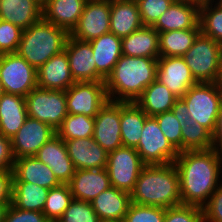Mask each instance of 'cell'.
I'll list each match as a JSON object with an SVG mask.
<instances>
[{
	"label": "cell",
	"instance_id": "6da1fadb",
	"mask_svg": "<svg viewBox=\"0 0 222 222\" xmlns=\"http://www.w3.org/2000/svg\"><path fill=\"white\" fill-rule=\"evenodd\" d=\"M174 164L182 205L203 207L222 182V157L212 149L182 151Z\"/></svg>",
	"mask_w": 222,
	"mask_h": 222
},
{
	"label": "cell",
	"instance_id": "7a4b0ae2",
	"mask_svg": "<svg viewBox=\"0 0 222 222\" xmlns=\"http://www.w3.org/2000/svg\"><path fill=\"white\" fill-rule=\"evenodd\" d=\"M158 58L123 55L105 79L109 100L135 102L157 76Z\"/></svg>",
	"mask_w": 222,
	"mask_h": 222
},
{
	"label": "cell",
	"instance_id": "3957f363",
	"mask_svg": "<svg viewBox=\"0 0 222 222\" xmlns=\"http://www.w3.org/2000/svg\"><path fill=\"white\" fill-rule=\"evenodd\" d=\"M131 202L163 208L182 205L176 165L174 163L146 165L131 192Z\"/></svg>",
	"mask_w": 222,
	"mask_h": 222
},
{
	"label": "cell",
	"instance_id": "277c9868",
	"mask_svg": "<svg viewBox=\"0 0 222 222\" xmlns=\"http://www.w3.org/2000/svg\"><path fill=\"white\" fill-rule=\"evenodd\" d=\"M69 33L43 17L23 30L17 54L36 70L65 49Z\"/></svg>",
	"mask_w": 222,
	"mask_h": 222
},
{
	"label": "cell",
	"instance_id": "5b68a950",
	"mask_svg": "<svg viewBox=\"0 0 222 222\" xmlns=\"http://www.w3.org/2000/svg\"><path fill=\"white\" fill-rule=\"evenodd\" d=\"M197 83L222 82V44L201 32L182 56Z\"/></svg>",
	"mask_w": 222,
	"mask_h": 222
},
{
	"label": "cell",
	"instance_id": "8992f818",
	"mask_svg": "<svg viewBox=\"0 0 222 222\" xmlns=\"http://www.w3.org/2000/svg\"><path fill=\"white\" fill-rule=\"evenodd\" d=\"M181 99L188 107L190 119L212 133L222 103V82L196 83Z\"/></svg>",
	"mask_w": 222,
	"mask_h": 222
},
{
	"label": "cell",
	"instance_id": "52a82bcc",
	"mask_svg": "<svg viewBox=\"0 0 222 222\" xmlns=\"http://www.w3.org/2000/svg\"><path fill=\"white\" fill-rule=\"evenodd\" d=\"M28 117L51 125L55 130L68 115L65 91L36 87L25 97Z\"/></svg>",
	"mask_w": 222,
	"mask_h": 222
},
{
	"label": "cell",
	"instance_id": "ba28073f",
	"mask_svg": "<svg viewBox=\"0 0 222 222\" xmlns=\"http://www.w3.org/2000/svg\"><path fill=\"white\" fill-rule=\"evenodd\" d=\"M0 81L4 92L26 97L37 87V70L17 53L0 54Z\"/></svg>",
	"mask_w": 222,
	"mask_h": 222
},
{
	"label": "cell",
	"instance_id": "9c48e42d",
	"mask_svg": "<svg viewBox=\"0 0 222 222\" xmlns=\"http://www.w3.org/2000/svg\"><path fill=\"white\" fill-rule=\"evenodd\" d=\"M146 164L133 147H120L108 153L106 171L111 186L131 193Z\"/></svg>",
	"mask_w": 222,
	"mask_h": 222
},
{
	"label": "cell",
	"instance_id": "30bf717a",
	"mask_svg": "<svg viewBox=\"0 0 222 222\" xmlns=\"http://www.w3.org/2000/svg\"><path fill=\"white\" fill-rule=\"evenodd\" d=\"M146 165L174 163L178 151L167 140L154 116H147L135 147Z\"/></svg>",
	"mask_w": 222,
	"mask_h": 222
},
{
	"label": "cell",
	"instance_id": "8fae6325",
	"mask_svg": "<svg viewBox=\"0 0 222 222\" xmlns=\"http://www.w3.org/2000/svg\"><path fill=\"white\" fill-rule=\"evenodd\" d=\"M69 114L95 117L109 100L104 81L75 82L66 91Z\"/></svg>",
	"mask_w": 222,
	"mask_h": 222
},
{
	"label": "cell",
	"instance_id": "7c38bea8",
	"mask_svg": "<svg viewBox=\"0 0 222 222\" xmlns=\"http://www.w3.org/2000/svg\"><path fill=\"white\" fill-rule=\"evenodd\" d=\"M111 0H87L83 12L70 36L91 41L110 32Z\"/></svg>",
	"mask_w": 222,
	"mask_h": 222
},
{
	"label": "cell",
	"instance_id": "4fadbf2b",
	"mask_svg": "<svg viewBox=\"0 0 222 222\" xmlns=\"http://www.w3.org/2000/svg\"><path fill=\"white\" fill-rule=\"evenodd\" d=\"M55 135L56 130L51 125L27 117L23 126L11 138L14 159L35 156L38 150Z\"/></svg>",
	"mask_w": 222,
	"mask_h": 222
},
{
	"label": "cell",
	"instance_id": "5bb4252c",
	"mask_svg": "<svg viewBox=\"0 0 222 222\" xmlns=\"http://www.w3.org/2000/svg\"><path fill=\"white\" fill-rule=\"evenodd\" d=\"M120 130V101L108 100L94 117L93 139L109 153L123 146Z\"/></svg>",
	"mask_w": 222,
	"mask_h": 222
},
{
	"label": "cell",
	"instance_id": "9a60e30c",
	"mask_svg": "<svg viewBox=\"0 0 222 222\" xmlns=\"http://www.w3.org/2000/svg\"><path fill=\"white\" fill-rule=\"evenodd\" d=\"M69 67L75 82L105 81L97 71L93 50L89 41L77 40L69 35L65 49Z\"/></svg>",
	"mask_w": 222,
	"mask_h": 222
},
{
	"label": "cell",
	"instance_id": "2e32d148",
	"mask_svg": "<svg viewBox=\"0 0 222 222\" xmlns=\"http://www.w3.org/2000/svg\"><path fill=\"white\" fill-rule=\"evenodd\" d=\"M200 4L194 0H175L152 27L158 33L200 28Z\"/></svg>",
	"mask_w": 222,
	"mask_h": 222
},
{
	"label": "cell",
	"instance_id": "e0dca14e",
	"mask_svg": "<svg viewBox=\"0 0 222 222\" xmlns=\"http://www.w3.org/2000/svg\"><path fill=\"white\" fill-rule=\"evenodd\" d=\"M156 80L166 85L177 98H182L197 83L183 57L178 56L158 58Z\"/></svg>",
	"mask_w": 222,
	"mask_h": 222
},
{
	"label": "cell",
	"instance_id": "ac0fdd59",
	"mask_svg": "<svg viewBox=\"0 0 222 222\" xmlns=\"http://www.w3.org/2000/svg\"><path fill=\"white\" fill-rule=\"evenodd\" d=\"M35 157L51 168L61 184H68L71 181L76 169L68 155L64 140L57 134L38 150Z\"/></svg>",
	"mask_w": 222,
	"mask_h": 222
},
{
	"label": "cell",
	"instance_id": "d6986e66",
	"mask_svg": "<svg viewBox=\"0 0 222 222\" xmlns=\"http://www.w3.org/2000/svg\"><path fill=\"white\" fill-rule=\"evenodd\" d=\"M64 142L76 170L106 168L108 152L93 137L69 139Z\"/></svg>",
	"mask_w": 222,
	"mask_h": 222
},
{
	"label": "cell",
	"instance_id": "ffe728a7",
	"mask_svg": "<svg viewBox=\"0 0 222 222\" xmlns=\"http://www.w3.org/2000/svg\"><path fill=\"white\" fill-rule=\"evenodd\" d=\"M74 199L92 202L101 192L111 187L106 168L78 169L68 183Z\"/></svg>",
	"mask_w": 222,
	"mask_h": 222
},
{
	"label": "cell",
	"instance_id": "44dd1931",
	"mask_svg": "<svg viewBox=\"0 0 222 222\" xmlns=\"http://www.w3.org/2000/svg\"><path fill=\"white\" fill-rule=\"evenodd\" d=\"M74 83L65 50L37 69V87L66 91Z\"/></svg>",
	"mask_w": 222,
	"mask_h": 222
},
{
	"label": "cell",
	"instance_id": "7402d4cb",
	"mask_svg": "<svg viewBox=\"0 0 222 222\" xmlns=\"http://www.w3.org/2000/svg\"><path fill=\"white\" fill-rule=\"evenodd\" d=\"M12 172L13 182H30L47 189L61 184L51 168L35 156L16 158Z\"/></svg>",
	"mask_w": 222,
	"mask_h": 222
},
{
	"label": "cell",
	"instance_id": "603a6c76",
	"mask_svg": "<svg viewBox=\"0 0 222 222\" xmlns=\"http://www.w3.org/2000/svg\"><path fill=\"white\" fill-rule=\"evenodd\" d=\"M131 204V193L113 186L101 192L91 205L102 222L123 221Z\"/></svg>",
	"mask_w": 222,
	"mask_h": 222
},
{
	"label": "cell",
	"instance_id": "cb8c5ba5",
	"mask_svg": "<svg viewBox=\"0 0 222 222\" xmlns=\"http://www.w3.org/2000/svg\"><path fill=\"white\" fill-rule=\"evenodd\" d=\"M87 0H49L42 7L43 18L69 34L77 25Z\"/></svg>",
	"mask_w": 222,
	"mask_h": 222
},
{
	"label": "cell",
	"instance_id": "d4e9b609",
	"mask_svg": "<svg viewBox=\"0 0 222 222\" xmlns=\"http://www.w3.org/2000/svg\"><path fill=\"white\" fill-rule=\"evenodd\" d=\"M143 25L136 1L111 0L110 32L123 38Z\"/></svg>",
	"mask_w": 222,
	"mask_h": 222
},
{
	"label": "cell",
	"instance_id": "484cf974",
	"mask_svg": "<svg viewBox=\"0 0 222 222\" xmlns=\"http://www.w3.org/2000/svg\"><path fill=\"white\" fill-rule=\"evenodd\" d=\"M27 117L25 97L4 92L0 97V133L11 139Z\"/></svg>",
	"mask_w": 222,
	"mask_h": 222
},
{
	"label": "cell",
	"instance_id": "4316f807",
	"mask_svg": "<svg viewBox=\"0 0 222 222\" xmlns=\"http://www.w3.org/2000/svg\"><path fill=\"white\" fill-rule=\"evenodd\" d=\"M42 17V6L35 0H0V20L11 22L22 30Z\"/></svg>",
	"mask_w": 222,
	"mask_h": 222
},
{
	"label": "cell",
	"instance_id": "83f0119b",
	"mask_svg": "<svg viewBox=\"0 0 222 222\" xmlns=\"http://www.w3.org/2000/svg\"><path fill=\"white\" fill-rule=\"evenodd\" d=\"M122 54L131 57L159 58V33L152 26H142L121 38Z\"/></svg>",
	"mask_w": 222,
	"mask_h": 222
},
{
	"label": "cell",
	"instance_id": "f1b7e54d",
	"mask_svg": "<svg viewBox=\"0 0 222 222\" xmlns=\"http://www.w3.org/2000/svg\"><path fill=\"white\" fill-rule=\"evenodd\" d=\"M97 71L106 79L122 56V41L112 32L89 41Z\"/></svg>",
	"mask_w": 222,
	"mask_h": 222
},
{
	"label": "cell",
	"instance_id": "f546056e",
	"mask_svg": "<svg viewBox=\"0 0 222 222\" xmlns=\"http://www.w3.org/2000/svg\"><path fill=\"white\" fill-rule=\"evenodd\" d=\"M147 116L135 102H120V132L124 147L138 145Z\"/></svg>",
	"mask_w": 222,
	"mask_h": 222
},
{
	"label": "cell",
	"instance_id": "4dcf8cb0",
	"mask_svg": "<svg viewBox=\"0 0 222 222\" xmlns=\"http://www.w3.org/2000/svg\"><path fill=\"white\" fill-rule=\"evenodd\" d=\"M177 99L178 98L166 85L155 80L144 89L142 95L135 101V103L148 116H156L171 111Z\"/></svg>",
	"mask_w": 222,
	"mask_h": 222
},
{
	"label": "cell",
	"instance_id": "1f68e13d",
	"mask_svg": "<svg viewBox=\"0 0 222 222\" xmlns=\"http://www.w3.org/2000/svg\"><path fill=\"white\" fill-rule=\"evenodd\" d=\"M199 33L200 28L159 32L160 57H182Z\"/></svg>",
	"mask_w": 222,
	"mask_h": 222
},
{
	"label": "cell",
	"instance_id": "d6a6232c",
	"mask_svg": "<svg viewBox=\"0 0 222 222\" xmlns=\"http://www.w3.org/2000/svg\"><path fill=\"white\" fill-rule=\"evenodd\" d=\"M49 189L30 182H13L12 205L27 211H43Z\"/></svg>",
	"mask_w": 222,
	"mask_h": 222
},
{
	"label": "cell",
	"instance_id": "836d02e7",
	"mask_svg": "<svg viewBox=\"0 0 222 222\" xmlns=\"http://www.w3.org/2000/svg\"><path fill=\"white\" fill-rule=\"evenodd\" d=\"M200 32L222 44V5L216 1L200 4Z\"/></svg>",
	"mask_w": 222,
	"mask_h": 222
},
{
	"label": "cell",
	"instance_id": "e575fe53",
	"mask_svg": "<svg viewBox=\"0 0 222 222\" xmlns=\"http://www.w3.org/2000/svg\"><path fill=\"white\" fill-rule=\"evenodd\" d=\"M94 117L83 114H69L57 128L56 134L63 140L93 137Z\"/></svg>",
	"mask_w": 222,
	"mask_h": 222
},
{
	"label": "cell",
	"instance_id": "d590c367",
	"mask_svg": "<svg viewBox=\"0 0 222 222\" xmlns=\"http://www.w3.org/2000/svg\"><path fill=\"white\" fill-rule=\"evenodd\" d=\"M68 184H60L48 191L43 214L49 222H57L73 200Z\"/></svg>",
	"mask_w": 222,
	"mask_h": 222
},
{
	"label": "cell",
	"instance_id": "8d00e7d4",
	"mask_svg": "<svg viewBox=\"0 0 222 222\" xmlns=\"http://www.w3.org/2000/svg\"><path fill=\"white\" fill-rule=\"evenodd\" d=\"M182 151L209 150L212 133L196 121L186 124L182 129Z\"/></svg>",
	"mask_w": 222,
	"mask_h": 222
},
{
	"label": "cell",
	"instance_id": "74e56055",
	"mask_svg": "<svg viewBox=\"0 0 222 222\" xmlns=\"http://www.w3.org/2000/svg\"><path fill=\"white\" fill-rule=\"evenodd\" d=\"M57 222H102L91 202L73 199Z\"/></svg>",
	"mask_w": 222,
	"mask_h": 222
},
{
	"label": "cell",
	"instance_id": "f35d334b",
	"mask_svg": "<svg viewBox=\"0 0 222 222\" xmlns=\"http://www.w3.org/2000/svg\"><path fill=\"white\" fill-rule=\"evenodd\" d=\"M166 208L131 202L123 222H164Z\"/></svg>",
	"mask_w": 222,
	"mask_h": 222
},
{
	"label": "cell",
	"instance_id": "ab89813d",
	"mask_svg": "<svg viewBox=\"0 0 222 222\" xmlns=\"http://www.w3.org/2000/svg\"><path fill=\"white\" fill-rule=\"evenodd\" d=\"M154 117L167 140L178 152H182V127L174 113L167 111Z\"/></svg>",
	"mask_w": 222,
	"mask_h": 222
},
{
	"label": "cell",
	"instance_id": "60d3db41",
	"mask_svg": "<svg viewBox=\"0 0 222 222\" xmlns=\"http://www.w3.org/2000/svg\"><path fill=\"white\" fill-rule=\"evenodd\" d=\"M175 0H137L144 26H153Z\"/></svg>",
	"mask_w": 222,
	"mask_h": 222
},
{
	"label": "cell",
	"instance_id": "b9f144b4",
	"mask_svg": "<svg viewBox=\"0 0 222 222\" xmlns=\"http://www.w3.org/2000/svg\"><path fill=\"white\" fill-rule=\"evenodd\" d=\"M164 222H204L203 209L195 205L166 208Z\"/></svg>",
	"mask_w": 222,
	"mask_h": 222
},
{
	"label": "cell",
	"instance_id": "7bdbcfd3",
	"mask_svg": "<svg viewBox=\"0 0 222 222\" xmlns=\"http://www.w3.org/2000/svg\"><path fill=\"white\" fill-rule=\"evenodd\" d=\"M23 30L11 22L0 20V54L16 53Z\"/></svg>",
	"mask_w": 222,
	"mask_h": 222
},
{
	"label": "cell",
	"instance_id": "ee69618b",
	"mask_svg": "<svg viewBox=\"0 0 222 222\" xmlns=\"http://www.w3.org/2000/svg\"><path fill=\"white\" fill-rule=\"evenodd\" d=\"M202 209L204 222H222V182Z\"/></svg>",
	"mask_w": 222,
	"mask_h": 222
},
{
	"label": "cell",
	"instance_id": "f6af8a7d",
	"mask_svg": "<svg viewBox=\"0 0 222 222\" xmlns=\"http://www.w3.org/2000/svg\"><path fill=\"white\" fill-rule=\"evenodd\" d=\"M4 222H49L41 211H27L10 204Z\"/></svg>",
	"mask_w": 222,
	"mask_h": 222
},
{
	"label": "cell",
	"instance_id": "bcb514c9",
	"mask_svg": "<svg viewBox=\"0 0 222 222\" xmlns=\"http://www.w3.org/2000/svg\"><path fill=\"white\" fill-rule=\"evenodd\" d=\"M13 172L0 170V203H12Z\"/></svg>",
	"mask_w": 222,
	"mask_h": 222
},
{
	"label": "cell",
	"instance_id": "7dc6e473",
	"mask_svg": "<svg viewBox=\"0 0 222 222\" xmlns=\"http://www.w3.org/2000/svg\"><path fill=\"white\" fill-rule=\"evenodd\" d=\"M14 161L11 139L0 133V170H12Z\"/></svg>",
	"mask_w": 222,
	"mask_h": 222
},
{
	"label": "cell",
	"instance_id": "c3c4849f",
	"mask_svg": "<svg viewBox=\"0 0 222 222\" xmlns=\"http://www.w3.org/2000/svg\"><path fill=\"white\" fill-rule=\"evenodd\" d=\"M211 149L222 157V103L216 119L214 131L212 132Z\"/></svg>",
	"mask_w": 222,
	"mask_h": 222
},
{
	"label": "cell",
	"instance_id": "681fc988",
	"mask_svg": "<svg viewBox=\"0 0 222 222\" xmlns=\"http://www.w3.org/2000/svg\"><path fill=\"white\" fill-rule=\"evenodd\" d=\"M171 111L174 113V115L178 119L179 124L181 125L182 128L186 124H189L191 122V119L188 113V107L181 98H178L175 101L174 106L172 107Z\"/></svg>",
	"mask_w": 222,
	"mask_h": 222
},
{
	"label": "cell",
	"instance_id": "f907efd6",
	"mask_svg": "<svg viewBox=\"0 0 222 222\" xmlns=\"http://www.w3.org/2000/svg\"><path fill=\"white\" fill-rule=\"evenodd\" d=\"M10 204L11 203H0V222H4L6 210Z\"/></svg>",
	"mask_w": 222,
	"mask_h": 222
},
{
	"label": "cell",
	"instance_id": "816d5d0a",
	"mask_svg": "<svg viewBox=\"0 0 222 222\" xmlns=\"http://www.w3.org/2000/svg\"><path fill=\"white\" fill-rule=\"evenodd\" d=\"M35 1L43 7L49 0H35Z\"/></svg>",
	"mask_w": 222,
	"mask_h": 222
},
{
	"label": "cell",
	"instance_id": "f5cc1de1",
	"mask_svg": "<svg viewBox=\"0 0 222 222\" xmlns=\"http://www.w3.org/2000/svg\"><path fill=\"white\" fill-rule=\"evenodd\" d=\"M4 94V91H3V88H2V84H1V81H0V97Z\"/></svg>",
	"mask_w": 222,
	"mask_h": 222
},
{
	"label": "cell",
	"instance_id": "db71d44e",
	"mask_svg": "<svg viewBox=\"0 0 222 222\" xmlns=\"http://www.w3.org/2000/svg\"><path fill=\"white\" fill-rule=\"evenodd\" d=\"M194 1H197L199 3H202V2H205V1H212V0H194Z\"/></svg>",
	"mask_w": 222,
	"mask_h": 222
},
{
	"label": "cell",
	"instance_id": "11a10c76",
	"mask_svg": "<svg viewBox=\"0 0 222 222\" xmlns=\"http://www.w3.org/2000/svg\"><path fill=\"white\" fill-rule=\"evenodd\" d=\"M104 222H123V221H104Z\"/></svg>",
	"mask_w": 222,
	"mask_h": 222
},
{
	"label": "cell",
	"instance_id": "9f6ffc18",
	"mask_svg": "<svg viewBox=\"0 0 222 222\" xmlns=\"http://www.w3.org/2000/svg\"><path fill=\"white\" fill-rule=\"evenodd\" d=\"M216 1H218L222 5V0H216Z\"/></svg>",
	"mask_w": 222,
	"mask_h": 222
}]
</instances>
